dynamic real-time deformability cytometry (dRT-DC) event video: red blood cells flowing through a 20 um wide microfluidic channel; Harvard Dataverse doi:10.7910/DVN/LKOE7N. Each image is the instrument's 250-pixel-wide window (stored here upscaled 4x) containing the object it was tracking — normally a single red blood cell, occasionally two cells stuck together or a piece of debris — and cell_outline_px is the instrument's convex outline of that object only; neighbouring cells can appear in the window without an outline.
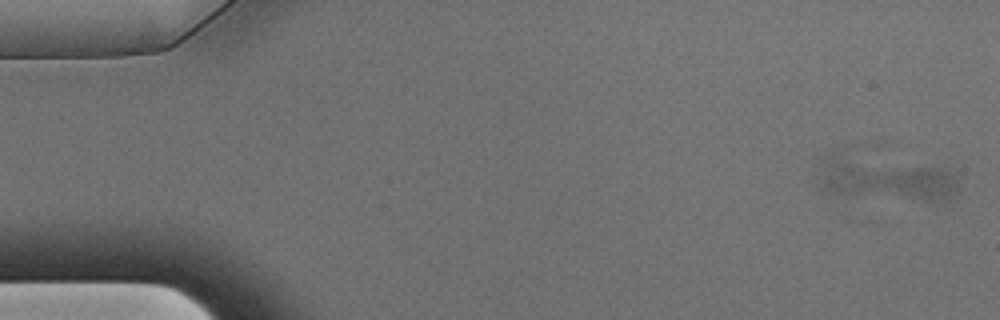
{"species": "Egyptian fruit bat (a non-hibernating species)", "species_latin": "Rousettus aegyptiacus", "temperature_condition": "warm", "stored_images_in_passage": 15, "camera_frame_rate_fps": 3000, "um_per_image_px": 0.085, "animal": {"sex": "male"}, "frame": {"image": 1, "passage_image": 1, "time_ms": 0.0, "image_size_px": [1000, 320], "cell_outline_px": [[960, 176], [956, 192], [948, 204], [836, 196], [820, 192], [816, 172], [824, 160], [828, 156], [832, 156], [948, 168], [956, 172]], "centroid_in_image_um": [75.36, 15.35], "position_along_channel_um": 9.6, "area_um2": 36.99}}
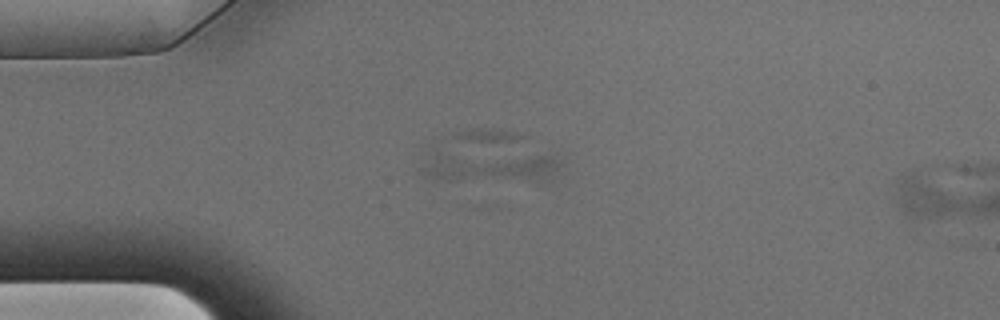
{"frame": {"image": 2, "passage_image": 13, "time_ms": 4.0, "image_size_px": [1000, 320], "cell_outline_px": [[564, 164], [552, 180], [536, 184], [436, 180], [424, 176], [416, 172], [436, 152], [440, 152], [552, 156], [560, 160]], "centroid_in_image_um": [41.75, 14.27], "position_along_channel_um": 43.3, "area_um2": 26.7}}